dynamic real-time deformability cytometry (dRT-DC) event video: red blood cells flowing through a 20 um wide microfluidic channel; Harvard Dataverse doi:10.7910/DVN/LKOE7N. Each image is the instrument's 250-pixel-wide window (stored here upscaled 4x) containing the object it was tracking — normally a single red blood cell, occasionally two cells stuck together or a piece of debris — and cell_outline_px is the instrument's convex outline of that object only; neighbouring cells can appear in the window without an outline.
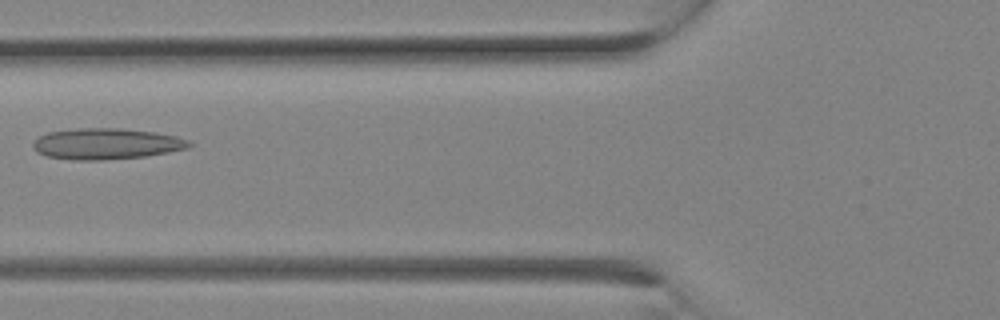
{"species": "Egyptian fruit bat (a non-hibernating species)", "species_latin": "Rousettus aegyptiacus", "temperature_condition": "room temperature", "stored_images_in_passage": 14, "camera_frame_rate_fps": 3000, "um_per_image_px": 0.085, "animal": {"sex": "female"}, "frame": {"image": 1, "passage_image": 10, "time_ms": 3.0, "image_size_px": [1000, 320], "cell_outline_px": [[192, 144], [188, 148], [168, 152], [144, 156], [100, 160], [72, 160], [48, 156], [36, 152], [32, 148], [32, 144], [40, 136], [48, 132], [76, 128], [120, 128], [152, 132], [176, 136], [188, 140]], "centroid_in_image_um": [9.01, 12.22], "position_along_channel_um": 116.8, "area_um2": 28.09}}
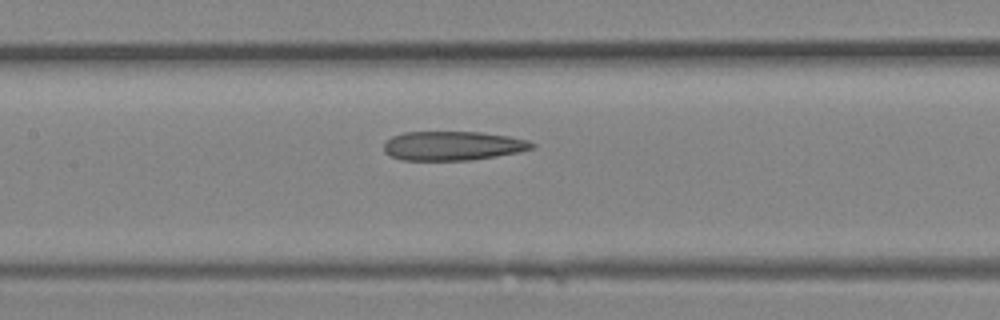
{"frame": {"image": 2, "passage_image": 12, "time_ms": 3.667, "image_size_px": [1000, 320], "cell_outline_px": [[536, 148], [520, 152], [472, 160], [400, 160], [384, 152], [384, 140], [392, 136], [404, 132], [480, 132], [508, 136], [528, 140], [536, 144]], "centroid_in_image_um": [38.5, 12.39], "position_along_channel_um": 168.9, "area_um2": 25.37}}
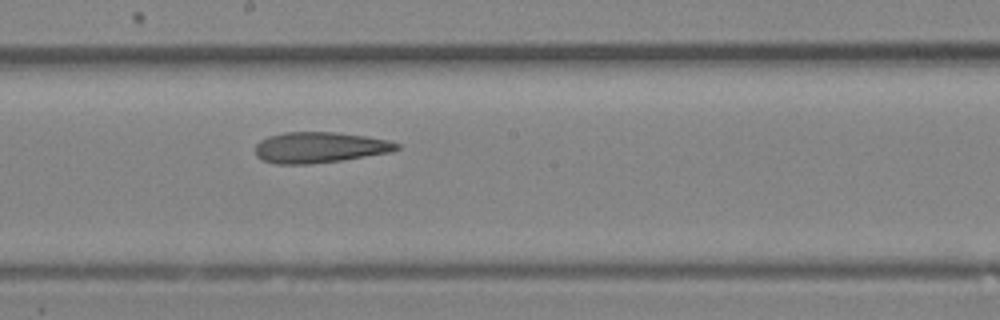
{"frame": {"image": 3, "passage_image": 14, "time_ms": 4.333, "image_size_px": [1000, 320], "cell_outline_px": [[400, 148], [392, 152], [340, 160], [308, 164], [276, 164], [260, 160], [256, 156], [256, 144], [260, 140], [268, 136], [284, 132], [336, 132], [368, 136], [388, 140], [400, 144]], "centroid_in_image_um": [27.16, 12.53], "position_along_channel_um": 221.0, "area_um2": 25.55}}